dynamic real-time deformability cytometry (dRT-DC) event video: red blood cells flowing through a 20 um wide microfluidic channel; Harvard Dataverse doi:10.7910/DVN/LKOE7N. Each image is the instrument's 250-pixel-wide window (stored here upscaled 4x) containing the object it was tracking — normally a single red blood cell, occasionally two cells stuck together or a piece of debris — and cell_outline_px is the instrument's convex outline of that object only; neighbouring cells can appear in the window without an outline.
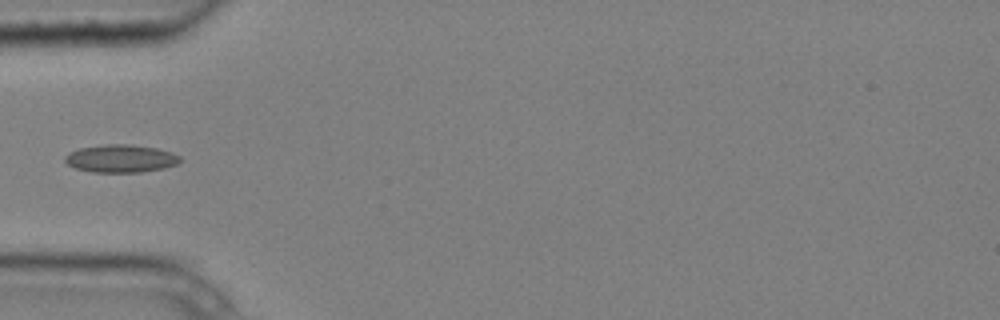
{"species": "common noctule bat (a hibernating species)", "species_latin": "Nyctalus noctula", "temperature_condition": "cold", "stored_images_in_passage": 6, "camera_frame_rate_fps": 3000, "um_per_image_px": 0.085, "animal": {"sex": "male", "body_mass_g": 20.4}, "frame": {"image": 1, "passage_image": 3, "time_ms": 0.667, "image_size_px": [1000, 320], "cell_outline_px": [[180, 160], [176, 164], [164, 168], [140, 172], [92, 172], [76, 168], [68, 164], [64, 160], [64, 156], [68, 152], [80, 148], [108, 144], [128, 144], [156, 148], [172, 152], [180, 156]], "centroid_in_image_um": [10.25, 13.47], "position_along_channel_um": 74.8, "area_um2": 18.55}}
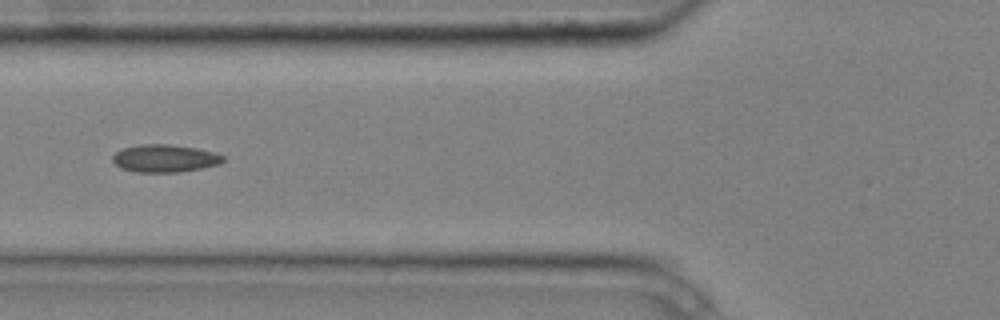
{"frame": {"image": 2, "passage_image": 4, "time_ms": 1.0, "image_size_px": [1000, 320], "cell_outline_px": [[224, 160], [220, 164], [180, 172], [136, 172], [120, 168], [112, 160], [112, 156], [116, 152], [124, 148], [144, 144], [168, 144], [196, 148], [212, 152], [224, 156]], "centroid_in_image_um": [13.99, 13.47], "position_along_channel_um": 111.8, "area_um2": 17.63}}
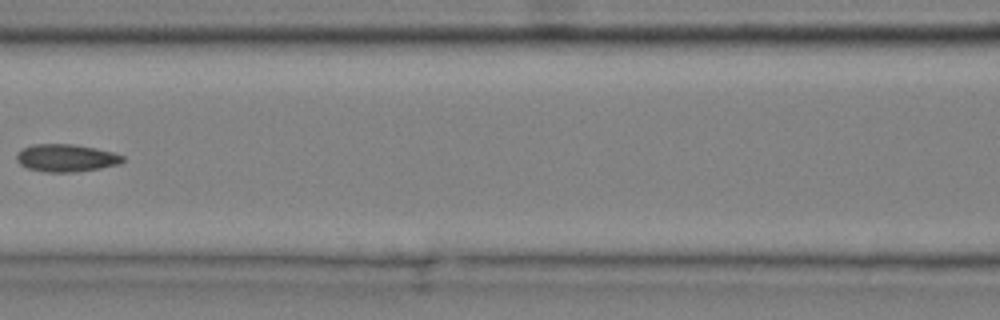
{"frame": {"image": 3, "passage_image": 5, "time_ms": 1.333, "image_size_px": [1000, 320], "cell_outline_px": [[124, 160], [120, 164], [100, 168], [72, 172], [48, 172], [28, 168], [20, 164], [16, 160], [16, 156], [24, 148], [32, 144], [72, 144], [96, 148], [112, 152], [124, 156]], "centroid_in_image_um": [5.64, 13.42], "position_along_channel_um": 161.0, "area_um2": 16.88}}